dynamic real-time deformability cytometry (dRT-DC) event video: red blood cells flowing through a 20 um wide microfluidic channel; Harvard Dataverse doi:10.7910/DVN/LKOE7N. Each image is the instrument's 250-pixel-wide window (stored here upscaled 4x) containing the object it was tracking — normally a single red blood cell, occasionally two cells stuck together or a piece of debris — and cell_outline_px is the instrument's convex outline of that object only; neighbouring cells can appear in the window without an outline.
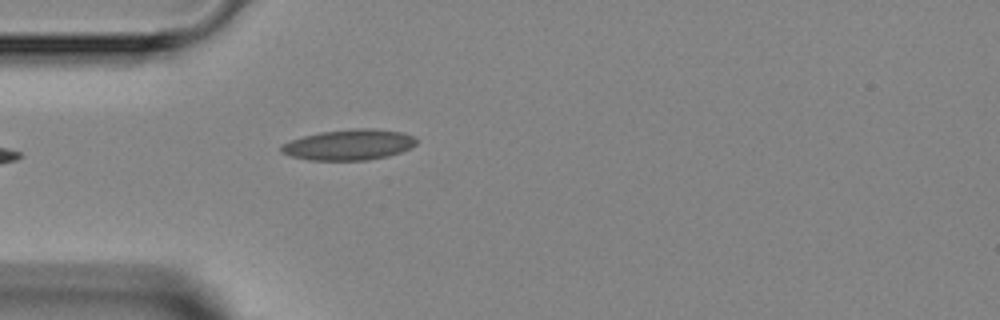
{"species": "Egyptian fruit bat (a non-hibernating species)", "species_latin": "Rousettus aegyptiacus", "temperature_condition": "room temperature", "stored_images_in_passage": 3, "camera_frame_rate_fps": 3000, "um_per_image_px": 0.085, "animal": {"sex": "female"}, "frame": {"image": 1, "passage_image": 3, "time_ms": 2.333, "image_size_px": [1000, 320], "cell_outline_px": [[416, 144], [400, 152], [388, 156], [368, 160], [308, 160], [292, 156], [280, 152], [280, 144], [304, 136], [320, 132], [356, 128], [372, 128], [404, 132], [412, 136], [416, 140]], "centroid_in_image_um": [29.64, 12.3], "position_along_channel_um": 55.4, "area_um2": 24.1}}